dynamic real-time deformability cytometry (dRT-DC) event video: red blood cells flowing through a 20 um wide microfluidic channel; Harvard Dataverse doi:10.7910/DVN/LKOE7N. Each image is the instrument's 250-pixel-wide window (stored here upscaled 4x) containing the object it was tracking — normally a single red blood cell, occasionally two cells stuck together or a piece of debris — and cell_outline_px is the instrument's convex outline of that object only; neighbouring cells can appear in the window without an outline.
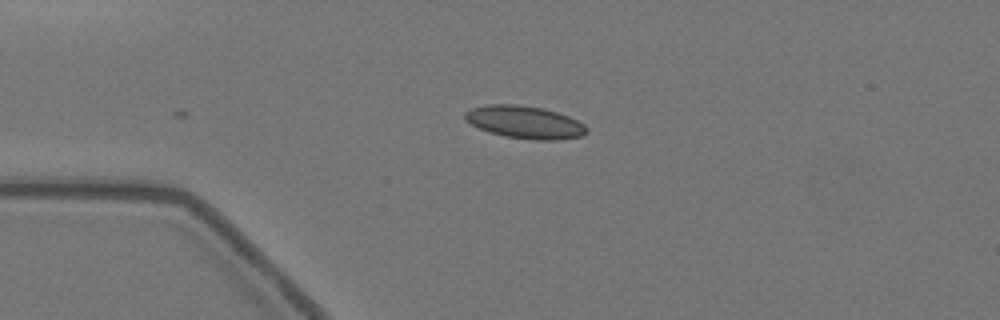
{"species": "Egyptian fruit bat (a non-hibernating species)", "species_latin": "Rousettus aegyptiacus", "temperature_condition": "warm", "stored_images_in_passage": 15, "camera_frame_rate_fps": 3000, "um_per_image_px": 0.085, "animal": {"sex": "female"}, "frame": {"image": 1, "passage_image": 1, "time_ms": 0.0, "image_size_px": [1000, 320], "cell_outline_px": [[588, 132], [580, 136], [560, 140], [536, 140], [504, 136], [488, 132], [464, 120], [464, 112], [472, 108], [488, 104], [516, 104], [544, 108], [568, 116], [584, 124], [588, 128]], "centroid_in_image_um": [44.6, 10.38], "position_along_channel_um": 40.4, "area_um2": 23.18}}
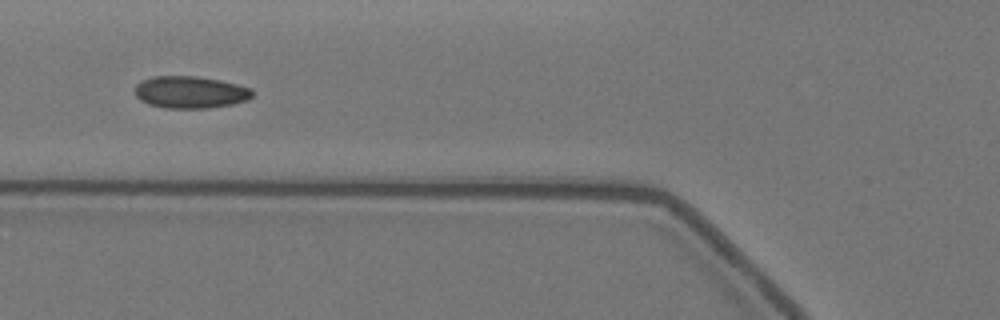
{"frame": {"image": 2, "passage_image": 9, "time_ms": 2.667, "image_size_px": [1000, 320], "cell_outline_px": [[256, 92], [248, 100], [232, 104], [208, 108], [164, 108], [148, 104], [140, 100], [136, 96], [136, 84], [152, 76], [196, 76], [220, 80], [252, 88]], "centroid_in_image_um": [16.21, 7.84], "position_along_channel_um": 109.6, "area_um2": 22.08}}
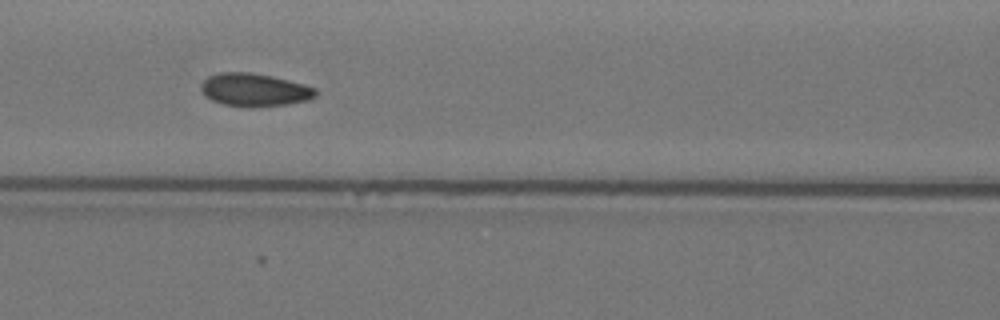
{"frame": {"image": 3, "passage_image": 12, "time_ms": 3.667, "image_size_px": [1000, 320], "cell_outline_px": [[316, 96], [308, 100], [284, 104], [224, 104], [212, 100], [204, 96], [200, 92], [200, 84], [208, 76], [220, 72], [248, 72], [272, 76], [304, 84], [316, 88]], "centroid_in_image_um": [21.59, 7.58], "position_along_channel_um": 145.0, "area_um2": 21.27}}